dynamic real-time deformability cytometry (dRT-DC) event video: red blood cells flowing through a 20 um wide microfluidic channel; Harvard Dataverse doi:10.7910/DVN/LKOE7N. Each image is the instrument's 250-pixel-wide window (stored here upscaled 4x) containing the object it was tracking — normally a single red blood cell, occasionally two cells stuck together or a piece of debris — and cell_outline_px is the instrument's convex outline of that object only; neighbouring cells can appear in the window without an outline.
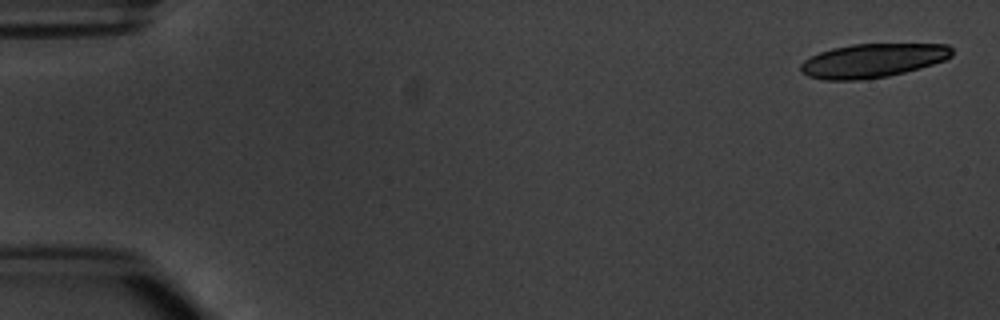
{"species": "common noctule bat (a hibernating species)", "species_latin": "Nyctalus noctula", "temperature_condition": "warm", "stored_images_in_passage": 6, "camera_frame_rate_fps": 3000, "um_per_image_px": 0.085, "animal": {"sex": "male", "body_mass_g": 20.1, "forearm_length_mm": 53.5}, "frame": {"image": 1, "passage_image": 1, "time_ms": 0.0, "image_size_px": [1000, 320], "cell_outline_px": [[952, 56], [944, 60], [920, 68], [888, 76], [864, 80], [824, 80], [808, 76], [800, 72], [800, 64], [804, 60], [820, 52], [832, 48], [852, 44], [948, 44], [952, 48]], "centroid_in_image_um": [74.16, 5.15], "position_along_channel_um": 10.8, "area_um2": 29.94}}
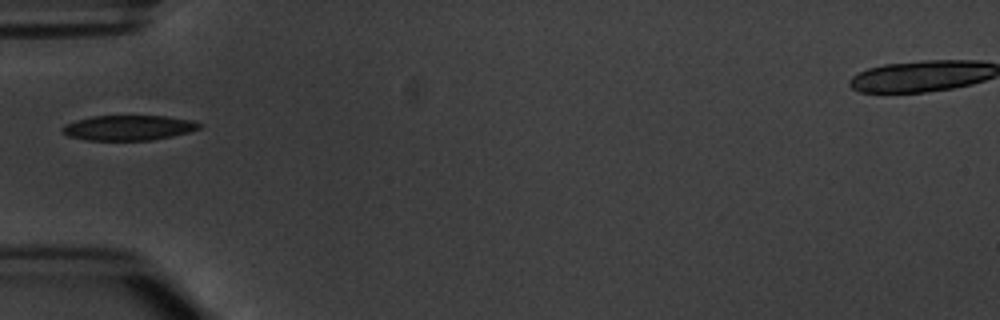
{"frame": {"image": 2, "passage_image": 5, "time_ms": 5.667, "image_size_px": [1000, 320], "cell_outline_px": [[204, 124], [200, 128], [188, 132], [172, 136], [152, 140], [88, 140], [68, 136], [60, 128], [64, 124], [76, 120], [92, 116], [168, 116], [192, 120]], "centroid_in_image_um": [10.94, 10.85], "position_along_channel_um": 74.1, "area_um2": 20.06}}